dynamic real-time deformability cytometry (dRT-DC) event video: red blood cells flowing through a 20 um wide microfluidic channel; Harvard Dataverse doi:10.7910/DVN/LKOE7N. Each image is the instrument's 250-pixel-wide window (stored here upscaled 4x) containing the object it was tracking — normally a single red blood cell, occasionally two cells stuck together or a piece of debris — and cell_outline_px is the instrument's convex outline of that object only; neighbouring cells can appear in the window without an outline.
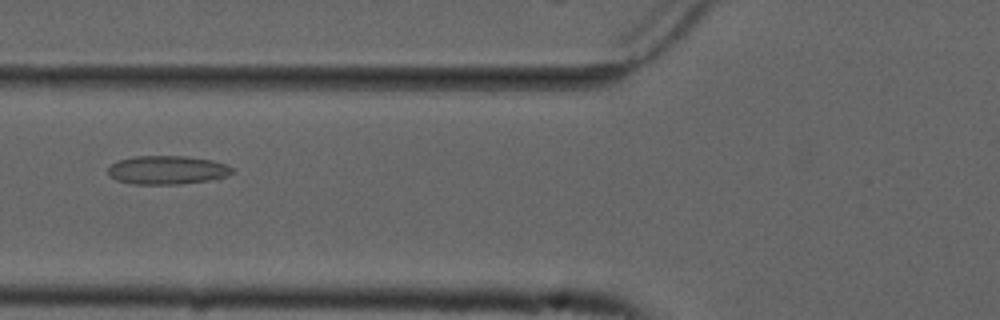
{"species": "common noctule bat (a hibernating species)", "species_latin": "Nyctalus noctula", "temperature_condition": "cold", "stored_images_in_passage": 41, "camera_frame_rate_fps": 3000, "um_per_image_px": 0.085, "animal": {"sex": "male", "forearm_length_mm": 52.5}, "frame": {"image": 1, "passage_image": 7, "time_ms": 2.0, "image_size_px": [1000, 320], "cell_outline_px": [[236, 172], [216, 180], [180, 184], [132, 184], [116, 180], [108, 176], [108, 168], [112, 164], [120, 160], [136, 156], [188, 156], [212, 160], [228, 164]], "centroid_in_image_um": [14.27, 14.46], "position_along_channel_um": 111.5, "area_um2": 21.04}}
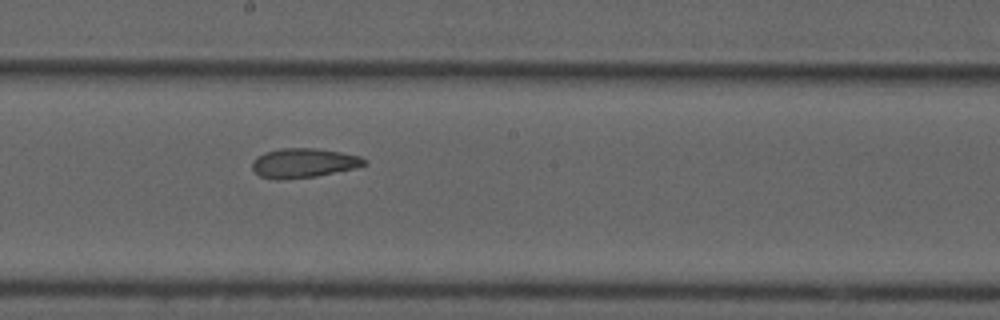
{"frame": {"image": 2, "passage_image": 16, "time_ms": 5.0, "image_size_px": [1000, 320], "cell_outline_px": [[368, 164], [356, 168], [316, 176], [280, 180], [276, 180], [260, 176], [252, 168], [252, 160], [264, 152], [280, 148], [312, 148], [340, 152], [360, 156], [368, 160]], "centroid_in_image_um": [25.81, 13.85], "position_along_channel_um": 222.4, "area_um2": 19.31}}
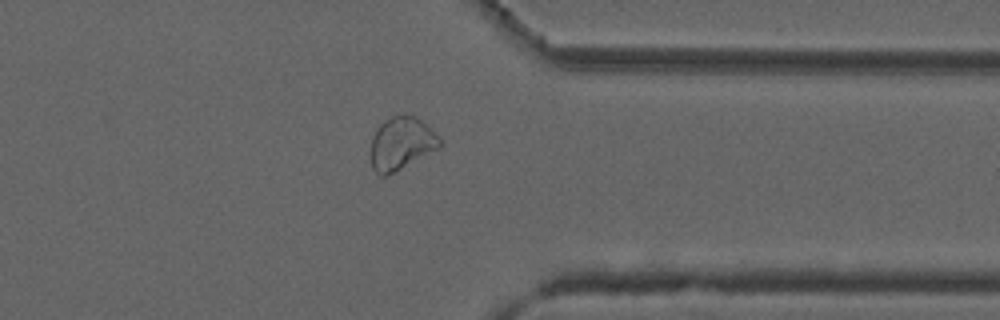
{"frame": {"image": 3, "passage_image": 29, "time_ms": 9.333, "image_size_px": [1000, 320], "cell_outline_px": [[444, 144], [440, 148], [388, 176], [380, 176], [372, 168], [372, 136], [376, 128], [384, 120], [400, 112], [416, 116]], "centroid_in_image_um": [34.1, 12.19], "position_along_channel_um": 377.3, "area_um2": 21.33}, "authors_computed_cell_mechanics": {"area_um2": 20.2878, "velocity_mm_per_s": 3.6916, "shape_relaxation_time_tau1_ms": null, "shape_relaxation_time_tau2_ms": 2.0265, "deformation_change_tau1": null, "deformation_change_tau2": 0.0778}}